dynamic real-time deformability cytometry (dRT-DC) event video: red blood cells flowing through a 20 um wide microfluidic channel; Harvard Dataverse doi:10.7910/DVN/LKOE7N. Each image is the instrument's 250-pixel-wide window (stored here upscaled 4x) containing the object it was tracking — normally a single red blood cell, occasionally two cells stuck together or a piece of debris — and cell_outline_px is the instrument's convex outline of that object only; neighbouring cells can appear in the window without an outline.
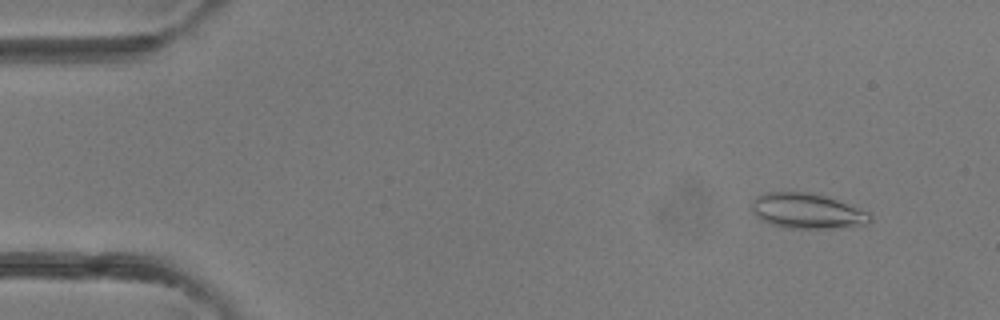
{"species": "common noctule bat (a hibernating species)", "species_latin": "Nyctalus noctula", "temperature_condition": "room temperature", "stored_images_in_passage": 3, "camera_frame_rate_fps": 3000, "um_per_image_px": 0.085, "animal": {"sex": "female"}, "frame": {"image": 1, "passage_image": 1, "time_ms": 0.0, "image_size_px": [1000, 320], "cell_outline_px": [[872, 220], [868, 224], [836, 228], [780, 228], [768, 224], [760, 220], [752, 212], [752, 200], [756, 196], [768, 192], [812, 192], [872, 212]], "centroid_in_image_um": [68.6, 17.95], "position_along_channel_um": 16.4, "area_um2": 24.68}}